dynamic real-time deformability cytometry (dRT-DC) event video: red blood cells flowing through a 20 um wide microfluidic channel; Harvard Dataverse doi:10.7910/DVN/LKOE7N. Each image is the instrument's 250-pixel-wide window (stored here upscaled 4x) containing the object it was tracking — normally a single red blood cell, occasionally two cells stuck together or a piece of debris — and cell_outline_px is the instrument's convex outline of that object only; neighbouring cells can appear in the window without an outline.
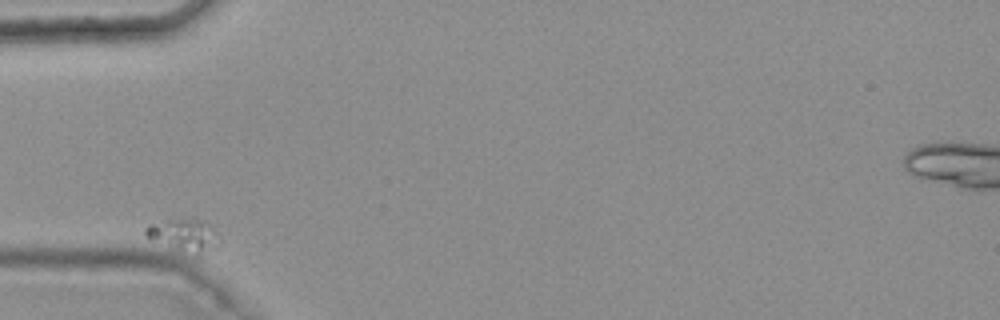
{"species": "common noctule bat (a hibernating species)", "species_latin": "Nyctalus noctula", "temperature_condition": "warm", "stored_images_in_passage": 5, "camera_frame_rate_fps": 3000, "um_per_image_px": 0.085, "animal": {"sex": "female", "body_mass_g": 25.1}, "frame": {"image": 1, "passage_image": 1, "time_ms": 0.0, "image_size_px": [1000, 320], "cell_outline_px": [[208, 244], [200, 252], [180, 248], [144, 236], [144, 228], [148, 224], [168, 220], [204, 220]], "centroid_in_image_um": [15.25, 19.86], "position_along_channel_um": 69.8, "area_um2": 10.87}}
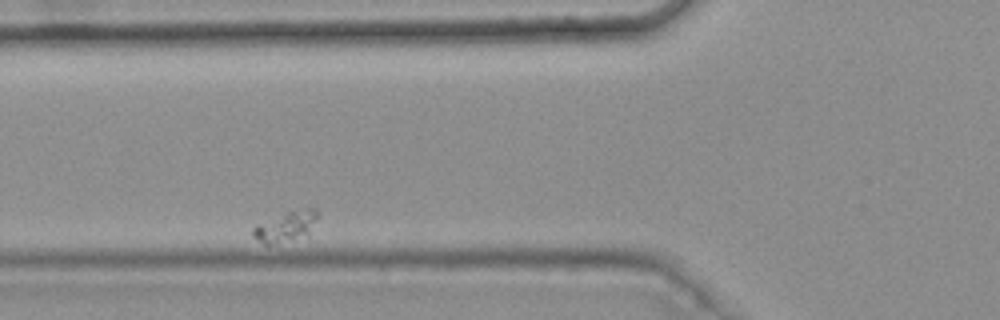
{"frame": {"image": 2, "passage_image": 2, "time_ms": 0.333, "image_size_px": [1000, 320], "cell_outline_px": [[316, 216], [308, 236], [268, 244], [264, 244], [252, 236], [252, 228], [256, 224], [288, 212], [308, 208], [316, 208]], "centroid_in_image_um": [24.26, 19.26], "position_along_channel_um": 101.5, "area_um2": 10.98}}
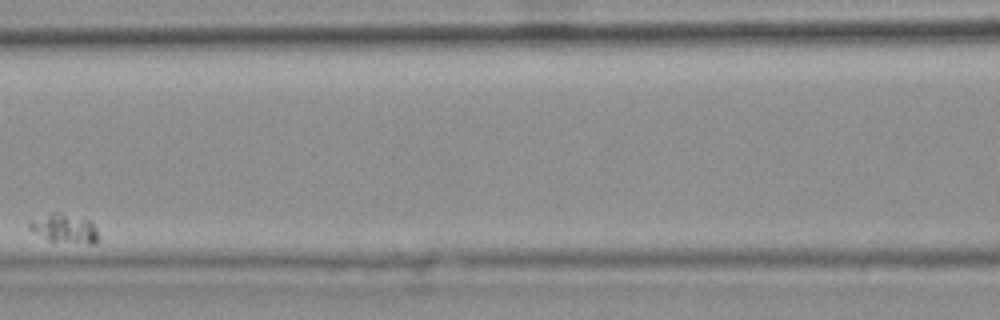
{"frame": {"image": 3, "passage_image": 4, "time_ms": 1.0, "image_size_px": [1000, 320], "cell_outline_px": [[96, 244], [88, 244], [48, 240], [28, 228], [28, 224], [32, 220], [52, 212], [56, 212], [88, 220], [96, 228]], "centroid_in_image_um": [5.46, 19.43], "position_along_channel_um": 161.1, "area_um2": 11.21}}